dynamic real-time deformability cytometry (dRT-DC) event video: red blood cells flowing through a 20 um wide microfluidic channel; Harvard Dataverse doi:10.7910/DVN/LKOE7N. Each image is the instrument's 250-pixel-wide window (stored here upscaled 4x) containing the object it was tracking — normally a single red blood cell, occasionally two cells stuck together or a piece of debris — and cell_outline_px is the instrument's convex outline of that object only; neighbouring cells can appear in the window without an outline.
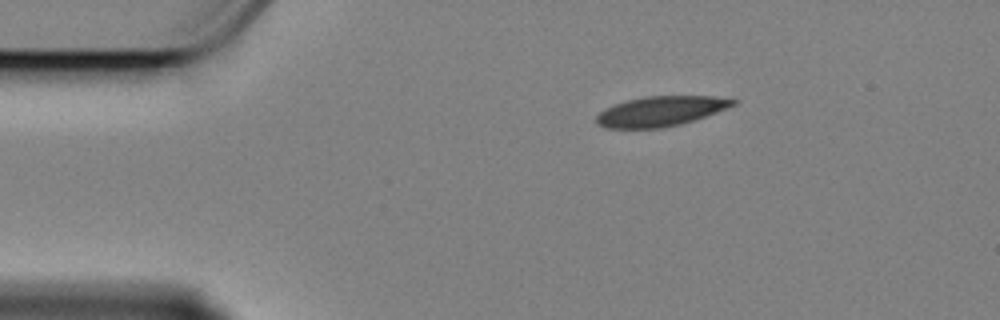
{"species": "Egyptian fruit bat (a non-hibernating species)", "species_latin": "Rousettus aegyptiacus", "temperature_condition": "cold", "stored_images_in_passage": 50, "camera_frame_rate_fps": 3000, "um_per_image_px": 0.085, "animal": {"sex": "female"}, "frame": {"image": 1, "passage_image": 1, "time_ms": 0.0, "image_size_px": [1000, 320], "cell_outline_px": [[740, 100], [736, 104], [716, 112], [680, 124], [660, 128], [604, 128], [596, 124], [596, 116], [604, 108], [612, 104], [644, 96], [712, 96]], "centroid_in_image_um": [56.11, 9.45], "position_along_channel_um": 28.9, "area_um2": 23.81}}
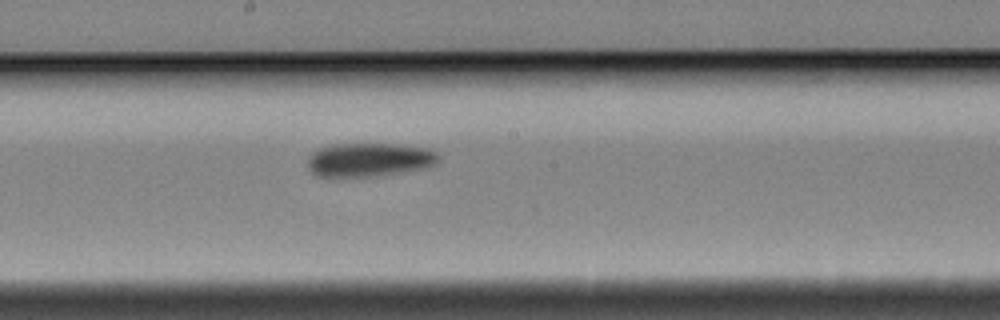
{"frame": {"image": 2, "passage_image": 22, "time_ms": 7.0, "image_size_px": [1000, 320], "cell_outline_px": [[440, 160], [436, 164], [428, 168], [376, 176], [336, 180], [328, 180], [316, 176], [308, 168], [308, 156], [312, 152], [320, 148], [332, 144], [400, 144], [428, 148], [436, 152], [440, 156]], "centroid_in_image_um": [31.34, 13.62], "position_along_channel_um": 216.9, "area_um2": 26.93}}
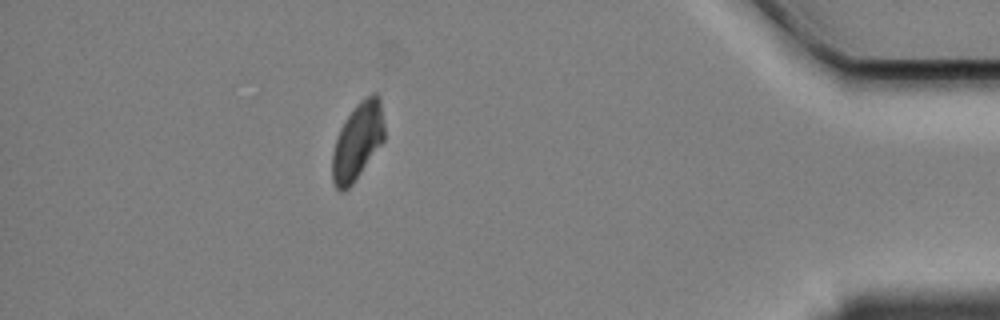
{"frame": {"image": 3, "passage_image": 43, "time_ms": 14.0, "image_size_px": [1000, 320], "cell_outline_px": [[384, 140], [352, 184], [344, 192], [340, 192], [336, 188], [332, 180], [332, 152], [340, 128], [344, 120], [356, 104], [360, 100], [372, 92], [376, 92], [380, 96], [384, 124]], "centroid_in_image_um": [30.39, 11.98], "position_along_channel_um": 404.8, "area_um2": 23.47}, "authors_computed_cell_mechanics": {"area_um2": 25.0274, "velocity_mm_per_s": 3.3713, "shape_relaxation_time_tau1_ms": 5.4878, "shape_relaxation_time_tau2_ms": null, "deformation_change_tau1": 0.1185, "deformation_change_tau2": null}}